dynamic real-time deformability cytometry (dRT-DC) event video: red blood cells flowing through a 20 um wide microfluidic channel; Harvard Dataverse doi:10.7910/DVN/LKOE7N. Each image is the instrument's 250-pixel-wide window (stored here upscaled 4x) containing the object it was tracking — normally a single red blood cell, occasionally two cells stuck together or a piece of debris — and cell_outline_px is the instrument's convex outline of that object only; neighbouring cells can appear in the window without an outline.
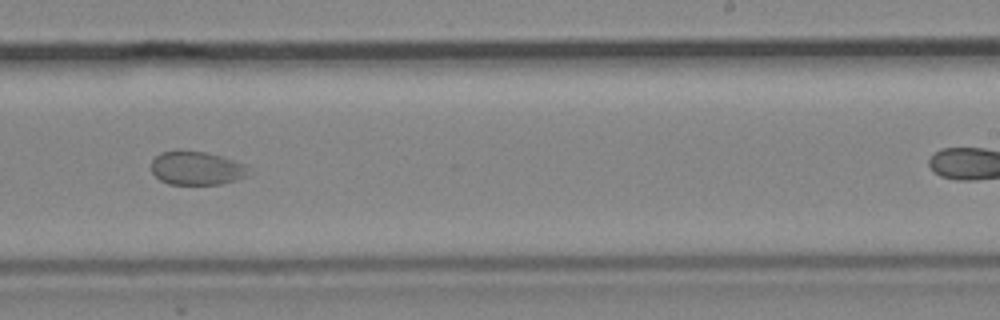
{"species": "common noctule bat (a hibernating species)", "species_latin": "Nyctalus noctula", "temperature_condition": "cold", "stored_images_in_passage": 13, "camera_frame_rate_fps": 3000, "um_per_image_px": 0.085, "animal": {"sex": "male", "body_mass_g": 19.2, "forearm_length_mm": 51.8}, "frame": {"image": 1, "passage_image": 8, "time_ms": 9.667, "image_size_px": [1000, 320], "cell_outline_px": [[248, 176], [236, 180], [220, 184], [168, 184], [160, 180], [152, 172], [152, 160], [160, 152], [176, 148], [180, 148], [204, 152], [220, 156], [244, 164]], "centroid_in_image_um": [16.64, 14.27], "position_along_channel_um": 272.4, "area_um2": 19.19}}
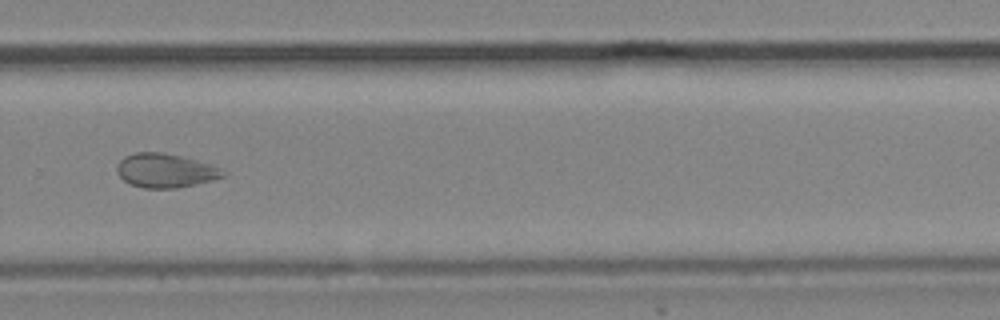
{"frame": {"image": 2, "passage_image": 10, "time_ms": 13.0, "image_size_px": [1000, 320], "cell_outline_px": [[228, 172], [224, 176], [212, 180], [176, 188], [144, 188], [132, 184], [124, 180], [116, 172], [116, 164], [124, 156], [136, 152], [160, 152], [180, 156], [196, 160], [220, 168]], "centroid_in_image_um": [14.03, 14.49], "position_along_channel_um": 315.8, "area_um2": 20.87}}
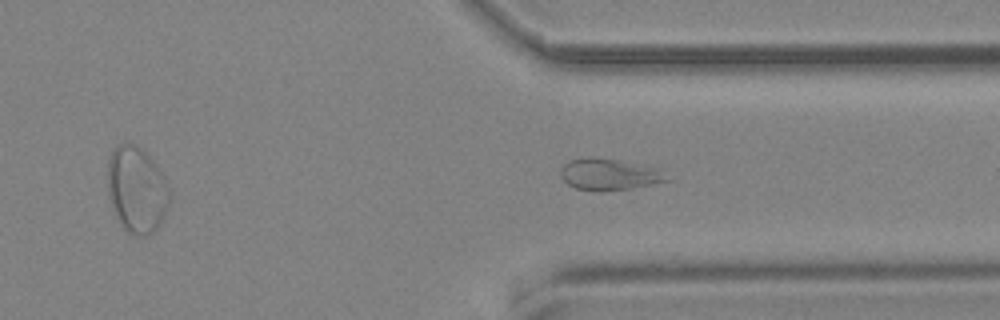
{"frame": {"image": 3, "passage_image": 13, "time_ms": 16.667, "image_size_px": [1000, 320], "cell_outline_px": [[672, 180], [628, 188], [576, 188], [568, 184], [560, 176], [560, 168], [568, 160], [588, 156], [592, 156], [664, 168]], "centroid_in_image_um": [51.84, 14.75], "position_along_channel_um": 359.6, "area_um2": 19.13}}